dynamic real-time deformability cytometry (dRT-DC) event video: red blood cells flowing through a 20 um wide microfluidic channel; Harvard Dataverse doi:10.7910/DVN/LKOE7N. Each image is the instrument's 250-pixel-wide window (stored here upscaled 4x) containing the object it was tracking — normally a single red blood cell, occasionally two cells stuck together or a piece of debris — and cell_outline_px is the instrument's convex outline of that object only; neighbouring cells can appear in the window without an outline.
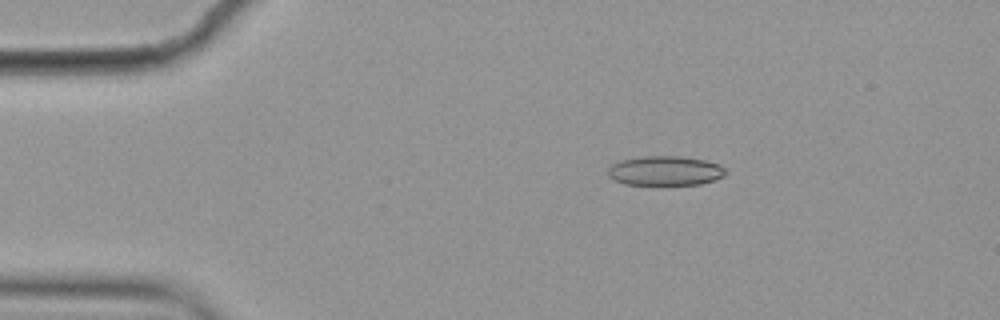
{"species": "common noctule bat (a hibernating species)", "species_latin": "Nyctalus noctula", "temperature_condition": "cold", "stored_images_in_passage": 4, "camera_frame_rate_fps": 3000, "um_per_image_px": 0.085, "animal": {"sex": "female", "body_mass_g": 19.9}, "frame": {"image": 1, "passage_image": 3, "time_ms": 0.667, "image_size_px": [1000, 320], "cell_outline_px": [[728, 172], [724, 176], [716, 180], [700, 184], [624, 184], [612, 180], [608, 176], [608, 168], [612, 164], [620, 160], [644, 156], [680, 156], [704, 160], [720, 164]], "centroid_in_image_um": [56.54, 14.51], "position_along_channel_um": 28.5, "area_um2": 20.35}}